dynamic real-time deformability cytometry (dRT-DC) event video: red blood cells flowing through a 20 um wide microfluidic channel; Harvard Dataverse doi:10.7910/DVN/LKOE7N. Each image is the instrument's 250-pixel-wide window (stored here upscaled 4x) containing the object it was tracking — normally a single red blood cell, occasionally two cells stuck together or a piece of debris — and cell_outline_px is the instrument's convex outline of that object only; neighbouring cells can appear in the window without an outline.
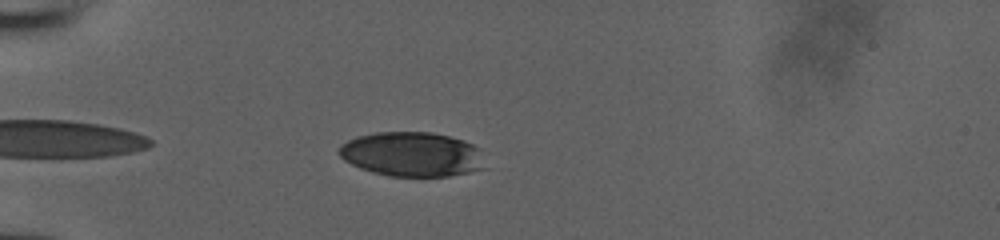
{"species": "human", "species_latin": "Homo sapiens", "temperature_condition": "room temperature", "stored_images_in_passage": 36, "camera_frame_rate_fps": 3000, "um_per_image_px": 0.085, "donor": {"sex": "male"}, "frame": {"image": 1, "passage_image": 4, "time_ms": 1.0, "image_size_px": [1000, 240], "cell_outline_px": [[488, 168], [448, 176], [388, 176], [372, 172], [360, 168], [344, 160], [340, 156], [340, 148], [348, 140], [356, 136], [376, 132], [432, 132], [464, 140], [480, 148]], "centroid_in_image_um": [35.08, 13.11], "position_along_channel_um": 49.9, "area_um2": 38.09}}
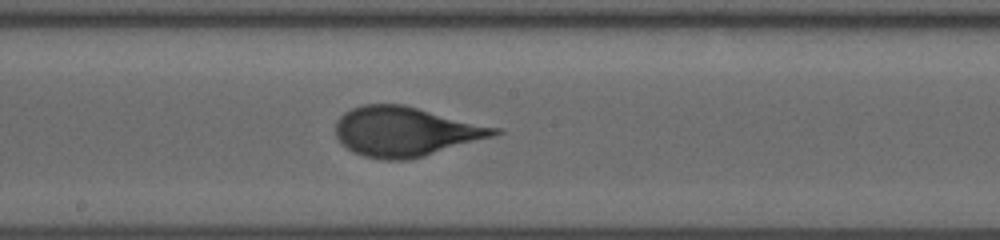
{"frame": {"image": 2, "passage_image": 18, "time_ms": 5.667, "image_size_px": [1000, 240], "cell_outline_px": [[504, 132], [492, 136], [424, 156], [408, 160], [384, 160], [364, 156], [352, 152], [336, 136], [336, 120], [344, 112], [352, 108], [364, 104], [404, 104], [500, 128]], "centroid_in_image_um": [34.45, 11.17], "position_along_channel_um": 213.8, "area_um2": 45.66}}
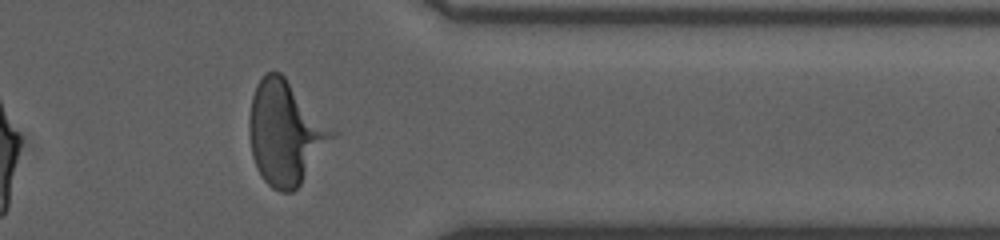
{"frame": {"image": 3, "passage_image": 31, "time_ms": 10.0, "image_size_px": [1000, 240], "cell_outline_px": [[340, 132], [300, 184], [292, 192], [280, 192], [272, 188], [264, 180], [256, 168], [252, 156], [248, 132], [248, 120], [252, 96], [256, 84], [268, 72], [280, 72]], "centroid_in_image_um": [24.3, 11.29], "position_along_channel_um": 387.1, "area_um2": 50.75}}